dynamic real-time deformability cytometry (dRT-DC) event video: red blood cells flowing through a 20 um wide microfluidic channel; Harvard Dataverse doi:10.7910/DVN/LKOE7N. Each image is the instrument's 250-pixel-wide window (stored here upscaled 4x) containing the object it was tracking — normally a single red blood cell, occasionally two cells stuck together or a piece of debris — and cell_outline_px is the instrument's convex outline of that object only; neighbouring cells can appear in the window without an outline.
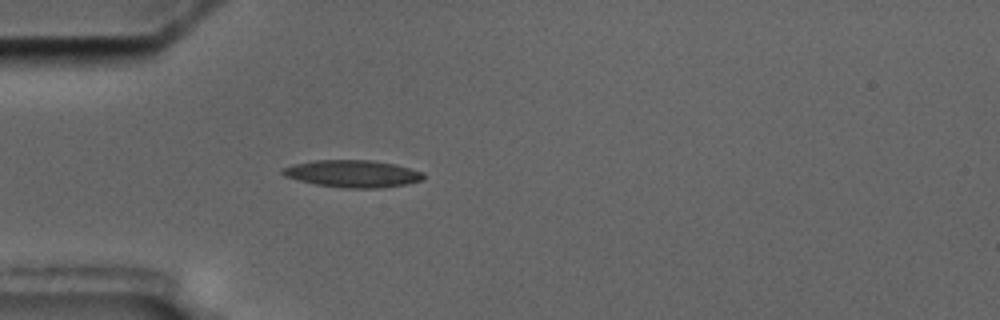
{"species": "common noctule bat (a hibernating species)", "species_latin": "Nyctalus noctula", "temperature_condition": "cold", "stored_images_in_passage": 1, "camera_frame_rate_fps": 3000, "um_per_image_px": 0.085, "animal": {"sex": "male", "body_mass_g": 17.5, "forearm_length_mm": 52.3}, "frame": {"image": 1, "passage_image": 1, "time_ms": 0.0, "image_size_px": [1000, 320], "cell_outline_px": [[424, 180], [408, 184], [376, 188], [344, 188], [316, 184], [284, 176], [280, 172], [284, 168], [292, 164], [316, 160], [372, 160], [396, 164], [424, 172]], "centroid_in_image_um": [30.01, 14.76], "position_along_channel_um": 55.0, "area_um2": 22.37}}